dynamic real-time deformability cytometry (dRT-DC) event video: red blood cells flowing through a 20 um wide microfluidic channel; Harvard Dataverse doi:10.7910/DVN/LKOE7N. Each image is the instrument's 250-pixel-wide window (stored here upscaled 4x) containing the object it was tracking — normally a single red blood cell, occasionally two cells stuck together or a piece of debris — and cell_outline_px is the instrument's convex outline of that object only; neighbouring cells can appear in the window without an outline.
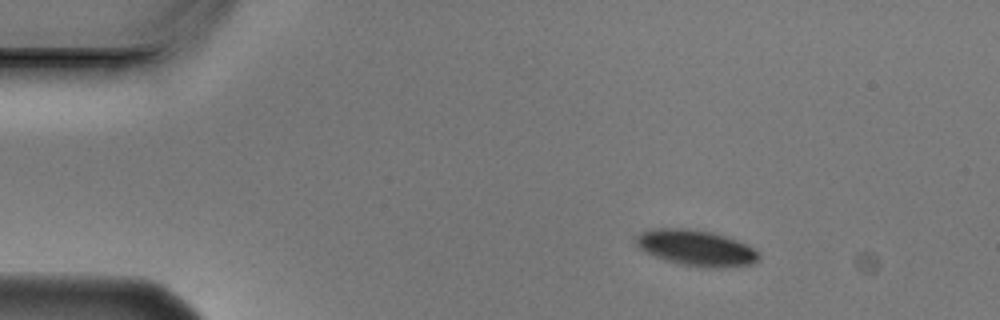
{"species": "Egyptian fruit bat (a non-hibernating species)", "species_latin": "Rousettus aegyptiacus", "temperature_condition": "cold", "stored_images_in_passage": 4, "camera_frame_rate_fps": 3000, "um_per_image_px": 0.085, "animal": {"sex": "male"}, "frame": {"image": 1, "passage_image": 1, "time_ms": 0.0, "image_size_px": [1000, 320], "cell_outline_px": [[760, 256], [752, 264], [724, 268], [712, 268], [684, 264], [668, 260], [644, 252], [636, 244], [636, 236], [640, 232], [652, 228], [684, 228], [712, 232], [748, 244], [760, 252]], "centroid_in_image_um": [59.19, 21.06], "position_along_channel_um": 25.8, "area_um2": 25.55}}
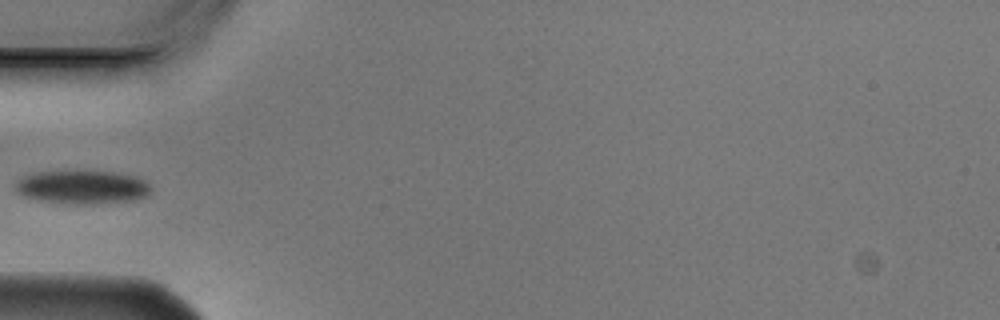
{"frame": {"image": 2, "passage_image": 4, "time_ms": 1.0, "image_size_px": [1000, 320], "cell_outline_px": [[152, 188], [148, 196], [132, 200], [96, 204], [76, 204], [36, 200], [24, 196], [16, 192], [12, 188], [12, 184], [16, 180], [32, 172], [76, 168], [116, 172], [136, 176], [148, 180]], "centroid_in_image_um": [6.96, 15.85], "position_along_channel_um": 78.0, "area_um2": 28.03}}